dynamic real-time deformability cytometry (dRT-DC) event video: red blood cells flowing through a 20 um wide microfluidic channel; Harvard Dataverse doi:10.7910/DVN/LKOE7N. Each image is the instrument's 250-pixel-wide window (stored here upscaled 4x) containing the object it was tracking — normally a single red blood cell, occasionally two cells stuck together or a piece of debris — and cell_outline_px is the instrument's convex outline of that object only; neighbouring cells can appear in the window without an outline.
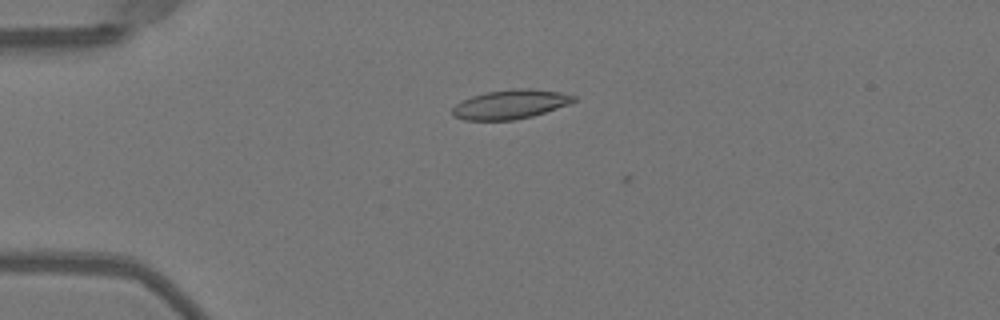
{"species": "Egyptian fruit bat (a non-hibernating species)", "species_latin": "Rousettus aegyptiacus", "temperature_condition": "warm", "stored_images_in_passage": 14, "camera_frame_rate_fps": 3000, "um_per_image_px": 0.085, "animal": {"sex": "female"}, "frame": {"image": 1, "passage_image": 13, "time_ms": 4.0, "image_size_px": [1000, 320], "cell_outline_px": [[576, 100], [568, 104], [532, 116], [512, 120], [464, 120], [452, 116], [452, 108], [456, 104], [472, 96], [484, 92], [512, 88], [532, 88], [560, 92], [576, 96]], "centroid_in_image_um": [43.36, 8.85], "position_along_channel_um": 41.6, "area_um2": 20.63}}